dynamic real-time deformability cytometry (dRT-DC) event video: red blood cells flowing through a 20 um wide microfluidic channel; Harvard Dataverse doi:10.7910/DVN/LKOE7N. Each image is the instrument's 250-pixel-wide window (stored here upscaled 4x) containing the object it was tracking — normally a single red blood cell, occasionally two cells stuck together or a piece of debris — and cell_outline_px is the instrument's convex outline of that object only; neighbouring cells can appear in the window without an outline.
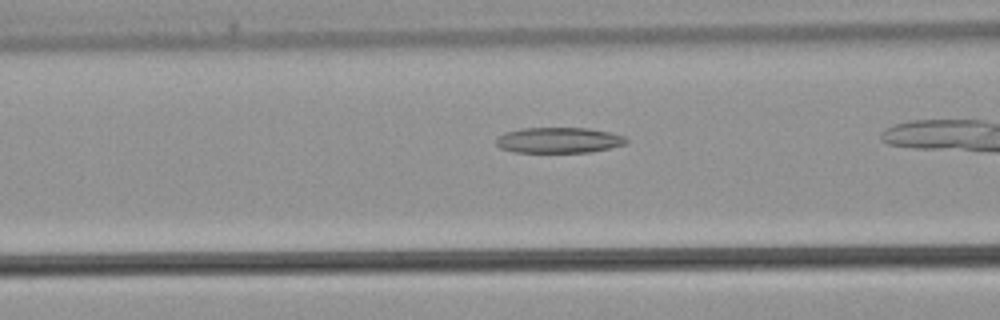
{"species": "common noctule bat (a hibernating species)", "species_latin": "Nyctalus noctula", "temperature_condition": "warm", "stored_images_in_passage": 17, "camera_frame_rate_fps": 3000, "um_per_image_px": 0.085, "animal": {"sex": "male", "body_mass_g": 21.5, "forearm_length_mm": 52.0}, "frame": {"image": 1, "passage_image": 6, "time_ms": 1.667, "image_size_px": [1000, 320], "cell_outline_px": [[628, 140], [624, 144], [592, 152], [516, 152], [500, 148], [496, 144], [496, 136], [504, 132], [520, 128], [588, 128], [612, 132], [624, 136]], "centroid_in_image_um": [47.46, 11.91], "position_along_channel_um": 119.1, "area_um2": 19.54}}